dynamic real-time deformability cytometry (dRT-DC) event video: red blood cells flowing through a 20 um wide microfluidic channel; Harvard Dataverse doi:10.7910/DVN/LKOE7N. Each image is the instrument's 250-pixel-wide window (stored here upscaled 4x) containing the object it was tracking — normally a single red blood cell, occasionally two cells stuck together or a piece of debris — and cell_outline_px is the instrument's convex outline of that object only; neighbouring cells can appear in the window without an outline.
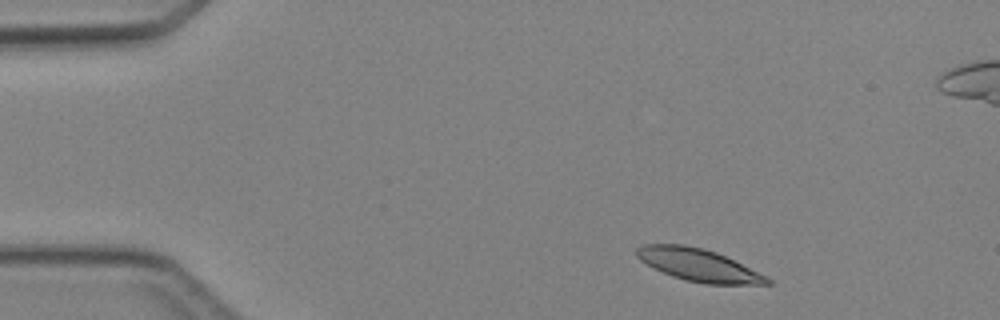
{"species": "Egyptian fruit bat (a non-hibernating species)", "species_latin": "Rousettus aegyptiacus", "temperature_condition": "cold", "stored_images_in_passage": 4, "camera_frame_rate_fps": 3000, "um_per_image_px": 0.085, "animal": {"sex": "female"}, "frame": {"image": 1, "passage_image": 1, "time_ms": 0.0, "image_size_px": [1000, 320], "cell_outline_px": [[772, 284], [704, 284], [672, 276], [640, 260], [636, 256], [636, 248], [644, 244], [684, 244], [704, 248], [716, 252], [768, 276], [772, 280]], "centroid_in_image_um": [59.4, 22.52], "position_along_channel_um": 25.6, "area_um2": 24.51}}